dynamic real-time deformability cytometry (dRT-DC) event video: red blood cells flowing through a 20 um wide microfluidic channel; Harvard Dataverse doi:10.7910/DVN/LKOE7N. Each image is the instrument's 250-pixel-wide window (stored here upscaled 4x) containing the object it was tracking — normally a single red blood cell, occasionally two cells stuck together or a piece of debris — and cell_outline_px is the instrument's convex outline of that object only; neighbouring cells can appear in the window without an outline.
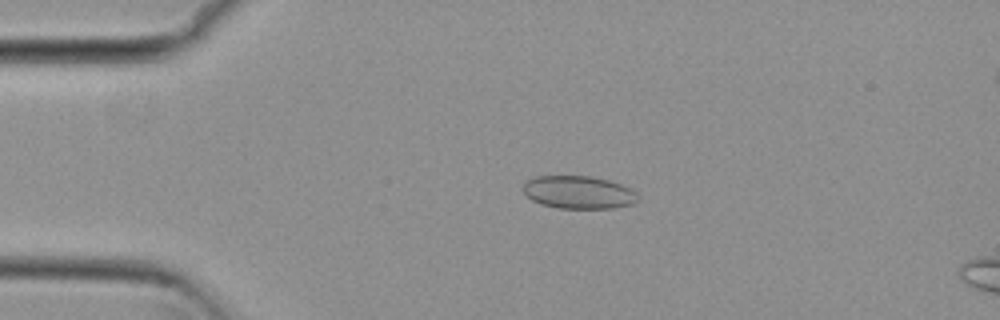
{"species": "common noctule bat (a hibernating species)", "species_latin": "Nyctalus noctula", "temperature_condition": "cold", "stored_images_in_passage": 9, "camera_frame_rate_fps": 3000, "um_per_image_px": 0.085, "animal": {"sex": "female", "body_mass_g": 29.2, "forearm_length_mm": 56.3}, "frame": {"image": 1, "passage_image": 4, "time_ms": 1.0, "image_size_px": [1000, 320], "cell_outline_px": [[640, 200], [632, 204], [612, 208], [556, 208], [540, 204], [532, 200], [520, 188], [532, 176], [592, 176], [608, 180], [620, 184], [636, 192], [640, 196]], "centroid_in_image_um": [49.17, 16.35], "position_along_channel_um": 35.8, "area_um2": 22.14}}